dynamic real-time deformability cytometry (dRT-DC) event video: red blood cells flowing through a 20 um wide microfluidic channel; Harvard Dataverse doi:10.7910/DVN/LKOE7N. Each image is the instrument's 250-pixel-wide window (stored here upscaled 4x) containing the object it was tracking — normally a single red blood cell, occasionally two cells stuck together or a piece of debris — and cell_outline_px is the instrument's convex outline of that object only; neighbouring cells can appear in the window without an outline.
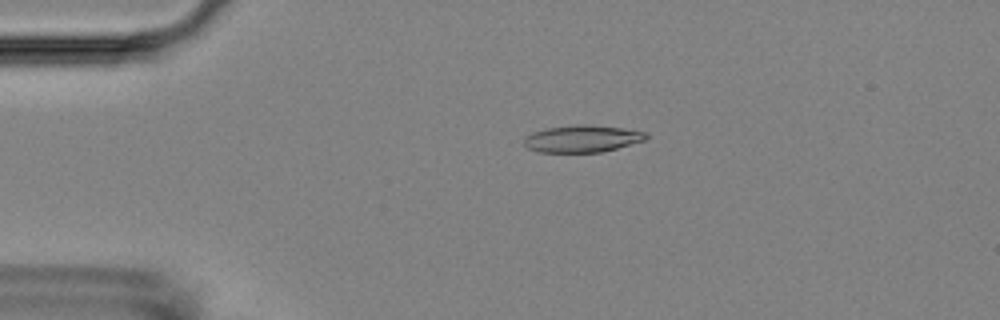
{"species": "Egyptian fruit bat (a non-hibernating species)", "species_latin": "Rousettus aegyptiacus", "temperature_condition": "room temperature", "stored_images_in_passage": 4, "camera_frame_rate_fps": 3000, "um_per_image_px": 0.085, "animal": {"sex": "female"}, "frame": {"image": 1, "passage_image": 3, "time_ms": 2.333, "image_size_px": [1000, 320], "cell_outline_px": [[648, 140], [600, 152], [536, 152], [528, 148], [524, 144], [524, 136], [532, 132], [548, 128], [572, 124], [588, 124], [624, 128], [648, 132]], "centroid_in_image_um": [49.51, 11.78], "position_along_channel_um": 35.5, "area_um2": 19.54}}